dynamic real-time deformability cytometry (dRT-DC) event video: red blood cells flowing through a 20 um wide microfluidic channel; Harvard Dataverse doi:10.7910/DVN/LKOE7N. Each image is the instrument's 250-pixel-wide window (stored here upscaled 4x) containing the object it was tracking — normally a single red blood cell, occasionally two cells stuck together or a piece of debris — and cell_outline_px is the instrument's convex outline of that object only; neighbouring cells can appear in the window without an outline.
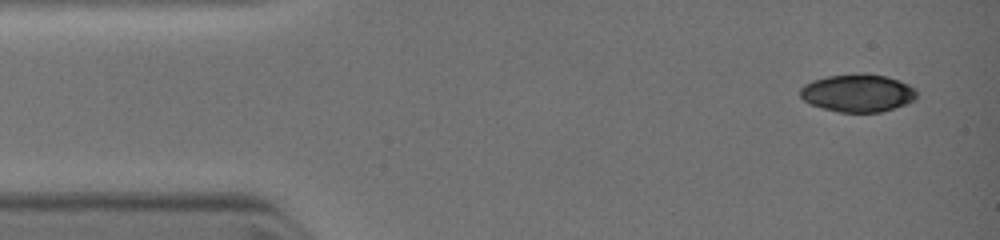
{"species": "common noctule bat (a hibernating species)", "species_latin": "Nyctalus noctula", "temperature_condition": "warm", "stored_images_in_passage": 4, "camera_frame_rate_fps": 3000, "um_per_image_px": 0.085, "animal": {"sex": "female", "body_mass_g": 19.0, "forearm_length_mm": 51.5}, "frame": {"image": 1, "passage_image": 1, "time_ms": 0.0, "image_size_px": [1000, 240], "cell_outline_px": [[916, 100], [880, 112], [840, 112], [824, 108], [812, 104], [804, 100], [800, 96], [800, 88], [804, 84], [812, 80], [828, 76], [860, 72], [868, 72], [888, 76], [900, 80], [916, 88]], "centroid_in_image_um": [72.93, 7.87], "position_along_channel_um": 12.1, "area_um2": 25.89}}
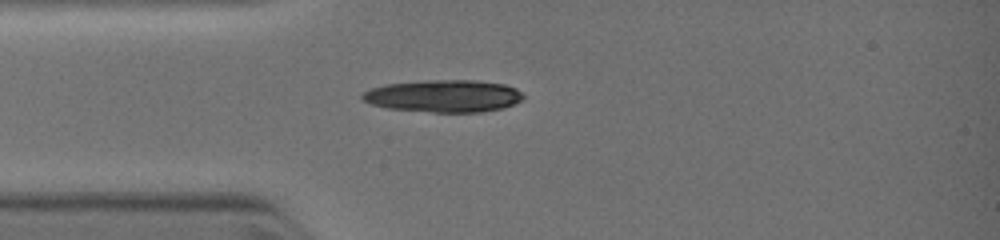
{"frame": {"image": 2, "passage_image": 4, "time_ms": 2.333, "image_size_px": [1000, 240], "cell_outline_px": [[524, 96], [520, 100], [512, 104], [500, 108], [480, 112], [432, 112], [388, 108], [372, 104], [364, 100], [360, 96], [368, 88], [384, 84], [428, 80], [480, 80], [504, 84], [516, 88]], "centroid_in_image_um": [37.68, 8.14], "position_along_channel_um": 47.3, "area_um2": 30.23}}